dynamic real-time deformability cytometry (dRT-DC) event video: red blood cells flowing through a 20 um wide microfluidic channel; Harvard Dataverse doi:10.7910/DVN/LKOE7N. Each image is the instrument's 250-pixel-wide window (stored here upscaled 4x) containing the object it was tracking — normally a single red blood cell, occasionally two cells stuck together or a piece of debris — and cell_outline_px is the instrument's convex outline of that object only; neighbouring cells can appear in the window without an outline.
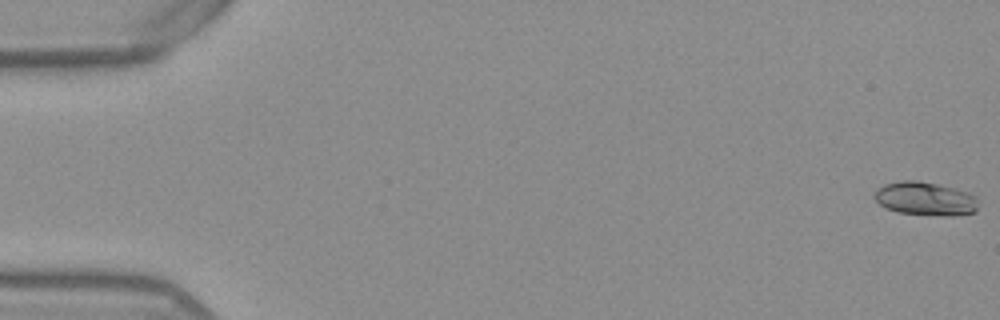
{"species": "Egyptian fruit bat (a non-hibernating species)", "species_latin": "Rousettus aegyptiacus", "temperature_condition": "warm", "stored_images_in_passage": 53, "camera_frame_rate_fps": 3000, "um_per_image_px": 0.085, "frame": {"image": 1, "passage_image": 1, "time_ms": 0.0, "image_size_px": [1000, 320], "cell_outline_px": [[976, 212], [952, 216], [940, 216], [896, 212], [884, 208], [872, 196], [876, 188], [884, 184], [900, 180], [916, 180], [956, 188], [968, 192], [976, 196]], "centroid_in_image_um": [78.6, 16.89], "position_along_channel_um": 6.4, "area_um2": 20.58}}
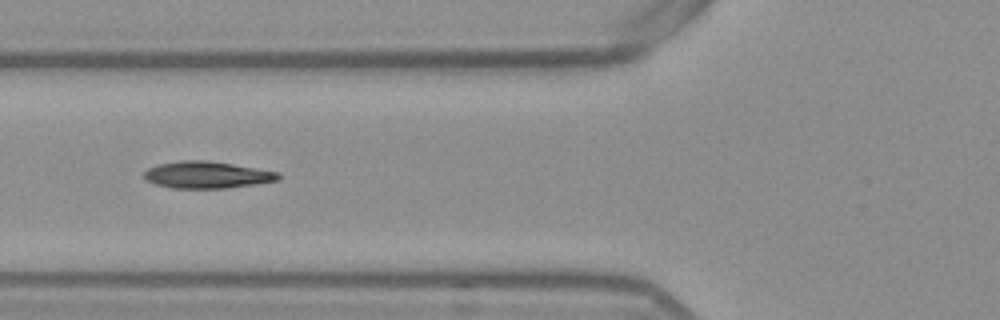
{"frame": {"image": 2, "passage_image": 21, "time_ms": 6.667, "image_size_px": [1000, 320], "cell_outline_px": [[280, 180], [256, 184], [228, 188], [172, 188], [156, 184], [144, 180], [144, 172], [148, 168], [160, 164], [180, 160], [208, 160], [280, 172]], "centroid_in_image_um": [17.6, 14.86], "position_along_channel_um": 108.2, "area_um2": 21.1}}
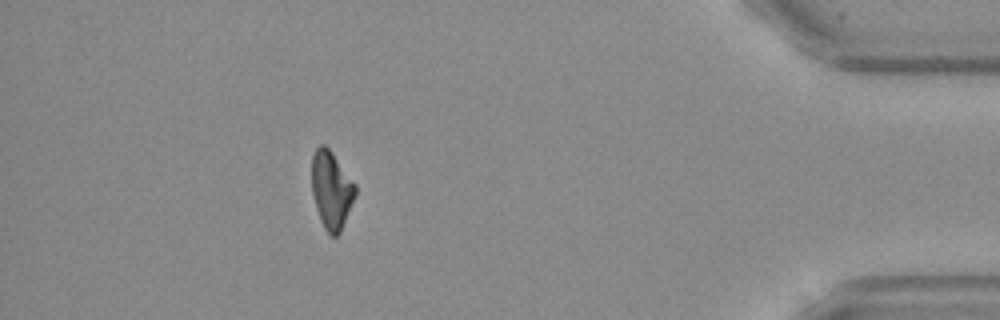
{"frame": {"image": 3, "passage_image": 48, "time_ms": 15.667, "image_size_px": [1000, 320], "cell_outline_px": [[356, 196], [340, 232], [336, 236], [332, 236], [324, 228], [320, 220], [316, 208], [312, 192], [312, 156], [316, 148], [320, 144], [324, 144], [332, 152], [356, 184]], "centroid_in_image_um": [28.17, 16.13], "position_along_channel_um": 407.0, "area_um2": 19.71}, "authors_computed_cell_mechanics": {"area_um2": 20.4034, "velocity_mm_per_s": 3.8795, "shape_relaxation_time_tau1_ms": 8.7227, "shape_relaxation_time_tau2_ms": null, "deformation_change_tau1": 0.2134, "deformation_change_tau2": null}}